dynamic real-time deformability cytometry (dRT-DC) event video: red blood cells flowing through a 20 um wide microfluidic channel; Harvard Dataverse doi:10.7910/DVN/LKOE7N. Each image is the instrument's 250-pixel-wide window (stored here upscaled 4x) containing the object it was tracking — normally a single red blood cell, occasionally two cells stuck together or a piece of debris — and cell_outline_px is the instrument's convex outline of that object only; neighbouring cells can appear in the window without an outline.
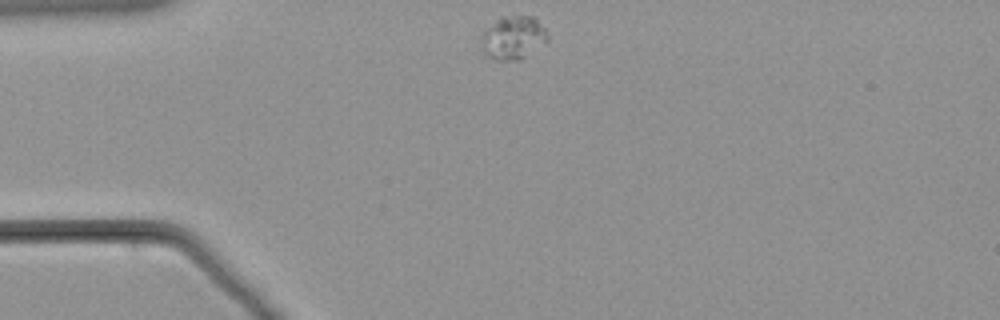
{"species": "common noctule bat (a hibernating species)", "species_latin": "Nyctalus noctula", "temperature_condition": "warm", "stored_images_in_passage": 47, "camera_frame_rate_fps": 3000, "um_per_image_px": 0.085, "animal": {"sex": "male", "body_mass_g": 21.5, "forearm_length_mm": 52.0}, "frame": {"image": 1, "passage_image": 1, "time_ms": 0.0, "image_size_px": [1000, 320], "cell_outline_px": [[548, 40], [524, 56], [516, 60], [496, 60], [484, 56], [480, 48], [480, 44], [484, 32], [500, 16], [532, 16], [544, 28], [548, 36]], "centroid_in_image_um": [43.56, 3.21], "position_along_channel_um": 41.4, "area_um2": 16.47}}
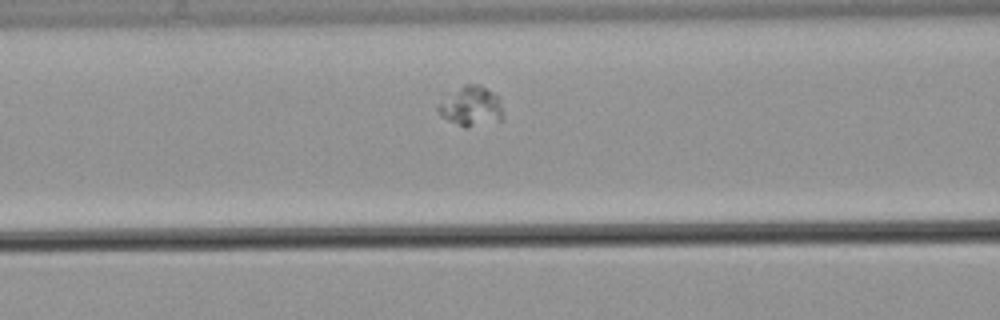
{"frame": {"image": 2, "passage_image": 11, "time_ms": 3.333, "image_size_px": [1000, 320], "cell_outline_px": [[504, 120], [464, 128], [440, 116], [436, 108], [444, 92], [464, 84], [476, 84], [500, 96], [504, 116]], "centroid_in_image_um": [40.0, 9.02], "position_along_channel_um": 126.6, "area_um2": 15.78}}
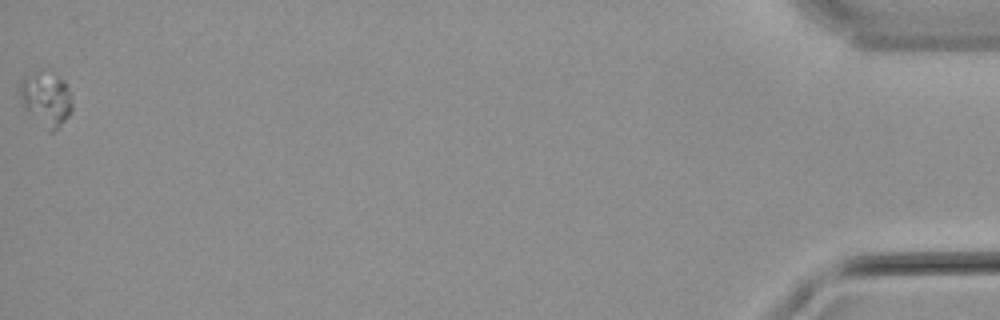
{"frame": {"image": 3, "passage_image": 47, "time_ms": 15.333, "image_size_px": [1000, 320], "cell_outline_px": [[72, 112], [52, 132], [48, 132], [20, 104], [20, 80], [24, 76], [48, 68], [64, 80], [72, 96]], "centroid_in_image_um": [3.92, 8.36], "position_along_channel_um": 431.3, "area_um2": 16.94}}